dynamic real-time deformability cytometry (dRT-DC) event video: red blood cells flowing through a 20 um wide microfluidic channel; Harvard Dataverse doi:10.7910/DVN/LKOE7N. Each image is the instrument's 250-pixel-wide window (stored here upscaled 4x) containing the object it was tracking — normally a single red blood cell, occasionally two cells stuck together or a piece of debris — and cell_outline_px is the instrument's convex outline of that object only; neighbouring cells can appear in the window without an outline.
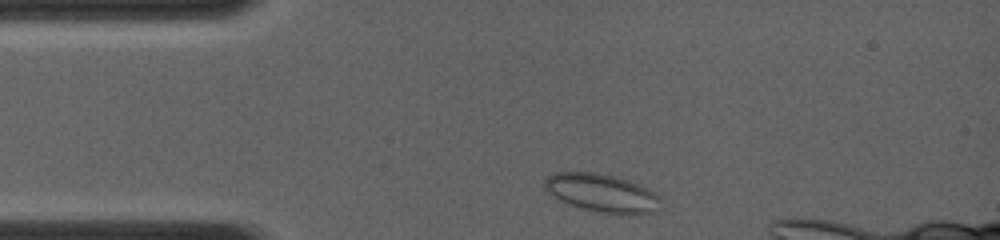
{"species": "common noctule bat (a hibernating species)", "species_latin": "Nyctalus noctula", "temperature_condition": "room temperature", "stored_images_in_passage": 7, "camera_frame_rate_fps": 4000, "um_per_image_px": 0.085, "animal": {"sex": "female", "body_mass_g": 19.0, "forearm_length_mm": 56.7}, "frame": {"image": 1, "passage_image": 2, "time_ms": 0.25, "image_size_px": [1000, 240], "cell_outline_px": [[660, 200], [656, 212], [628, 216], [624, 216], [596, 212], [580, 208], [568, 204], [552, 196], [544, 188], [544, 180], [552, 172], [596, 172], [616, 176], [640, 184], [656, 192], [660, 196]], "centroid_in_image_um": [51.18, 16.42], "position_along_channel_um": 33.8, "area_um2": 26.59}}
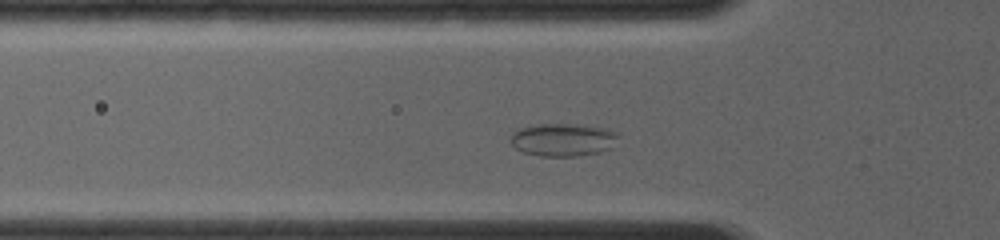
{"frame": {"image": 2, "passage_image": 6, "time_ms": 2.0, "image_size_px": [1000, 240], "cell_outline_px": [[620, 136], [612, 148], [600, 152], [580, 156], [540, 156], [524, 152], [516, 148], [508, 140], [512, 132], [516, 128], [536, 124], [584, 124], [608, 128], [620, 132]], "centroid_in_image_um": [47.89, 11.86], "position_along_channel_um": 77.9, "area_um2": 21.33}}